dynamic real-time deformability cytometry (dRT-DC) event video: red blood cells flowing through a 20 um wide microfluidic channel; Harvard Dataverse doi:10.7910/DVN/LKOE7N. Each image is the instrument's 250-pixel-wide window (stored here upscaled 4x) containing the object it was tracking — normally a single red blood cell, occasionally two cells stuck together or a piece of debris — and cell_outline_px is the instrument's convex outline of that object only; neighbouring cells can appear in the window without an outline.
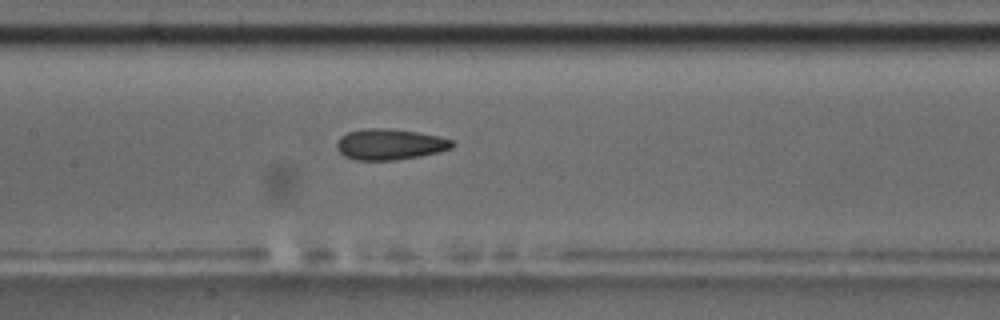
{"species": "common noctule bat (a hibernating species)", "species_latin": "Nyctalus noctula", "temperature_condition": "room temperature", "stored_images_in_passage": 34, "camera_frame_rate_fps": 3000, "um_per_image_px": 0.085, "animal": {"sex": "male", "body_mass_g": 17.5, "forearm_length_mm": 52.3}, "frame": {"image": 1, "passage_image": 15, "time_ms": 4.667, "image_size_px": [1000, 320], "cell_outline_px": [[456, 144], [452, 148], [440, 152], [420, 156], [396, 160], [356, 160], [344, 156], [336, 148], [336, 144], [340, 136], [348, 132], [364, 128], [392, 128], [440, 136], [452, 140]], "centroid_in_image_um": [33.15, 12.26], "position_along_channel_um": 174.3, "area_um2": 21.04}, "authors_computed_cell_mechanics": {"area_um2": 20.7213, "velocity_mm_per_s": 3.6315, "shape_relaxation_time_tau1_ms": 5.8662, "shape_relaxation_time_tau2_ms": 2.4511, "deformation_change_tau1": 0.168, "deformation_change_tau2": 0.1122}}